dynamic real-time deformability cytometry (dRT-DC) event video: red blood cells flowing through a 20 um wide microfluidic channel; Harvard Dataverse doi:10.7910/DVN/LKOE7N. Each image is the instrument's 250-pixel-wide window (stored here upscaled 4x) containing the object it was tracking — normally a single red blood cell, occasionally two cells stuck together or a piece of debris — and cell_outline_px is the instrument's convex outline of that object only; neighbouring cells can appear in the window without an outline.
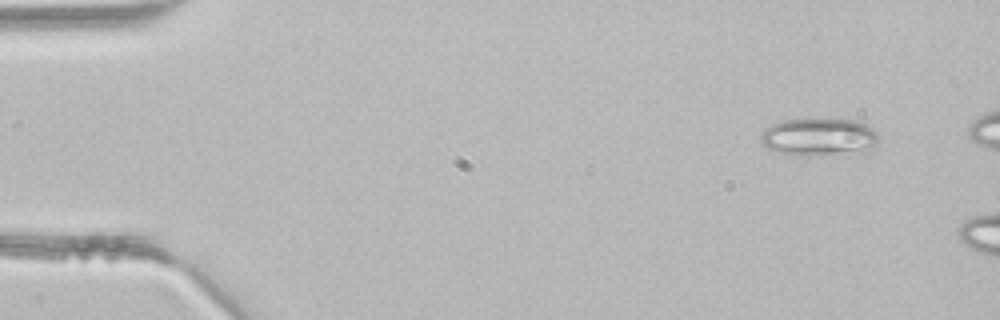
{"species": "common noctule bat (a hibernating species)", "species_latin": "Nyctalus noctula", "temperature_condition": "room temperature", "stored_images_in_passage": 3, "camera_frame_rate_fps": 3000, "um_per_image_px": 0.085, "animal": {"sex": "male", "body_mass_g": 21.5, "forearm_length_mm": 52.0}, "frame": {"image": 1, "passage_image": 1, "time_ms": 0.0, "image_size_px": [1000, 320], "cell_outline_px": [[880, 136], [876, 144], [868, 152], [808, 156], [780, 152], [768, 148], [760, 144], [760, 132], [764, 128], [780, 120], [808, 116], [812, 116], [856, 120], [868, 124]], "centroid_in_image_um": [69.62, 11.59], "position_along_channel_um": 15.4, "area_um2": 27.28}}